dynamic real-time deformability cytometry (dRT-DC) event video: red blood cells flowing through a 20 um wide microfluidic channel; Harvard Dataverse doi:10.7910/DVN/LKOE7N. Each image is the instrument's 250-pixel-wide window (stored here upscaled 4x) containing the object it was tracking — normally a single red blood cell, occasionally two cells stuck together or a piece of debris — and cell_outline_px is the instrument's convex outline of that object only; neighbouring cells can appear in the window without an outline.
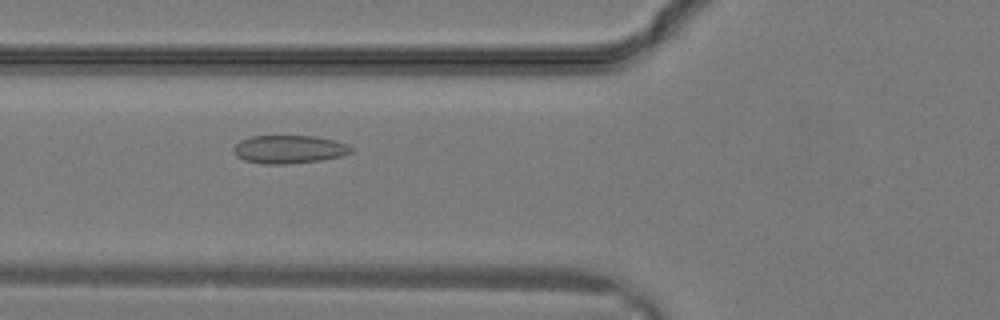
{"species": "common noctule bat (a hibernating species)", "species_latin": "Nyctalus noctula", "temperature_condition": "warm", "stored_images_in_passage": 25, "camera_frame_rate_fps": 3000, "um_per_image_px": 0.085, "animal": {"sex": "male", "body_mass_g": 19.2, "forearm_length_mm": 51.8}, "frame": {"image": 1, "passage_image": 6, "time_ms": 1.667, "image_size_px": [1000, 320], "cell_outline_px": [[352, 152], [340, 156], [320, 160], [284, 164], [264, 164], [244, 160], [236, 156], [232, 148], [240, 140], [252, 136], [316, 136], [336, 140], [348, 144], [352, 148]], "centroid_in_image_um": [24.56, 12.68], "position_along_channel_um": 101.2, "area_um2": 19.31}}
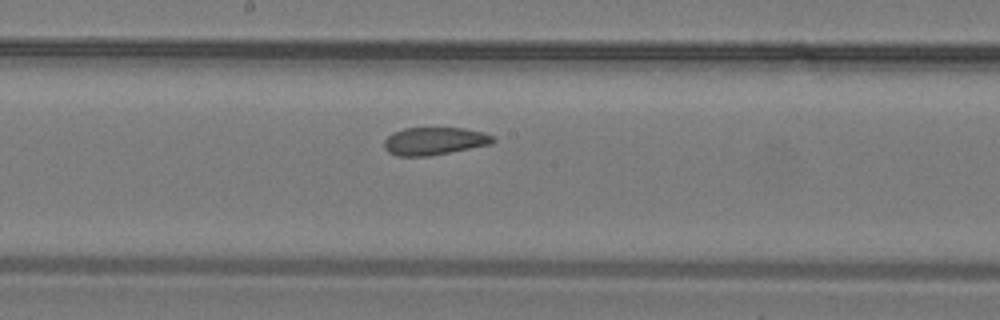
{"frame": {"image": 2, "passage_image": 11, "time_ms": 3.333, "image_size_px": [1000, 320], "cell_outline_px": [[496, 140], [492, 144], [428, 156], [396, 156], [388, 152], [384, 148], [384, 140], [392, 132], [404, 128], [464, 128], [484, 132], [492, 136]], "centroid_in_image_um": [36.9, 11.99], "position_along_channel_um": 211.3, "area_um2": 17.63}}
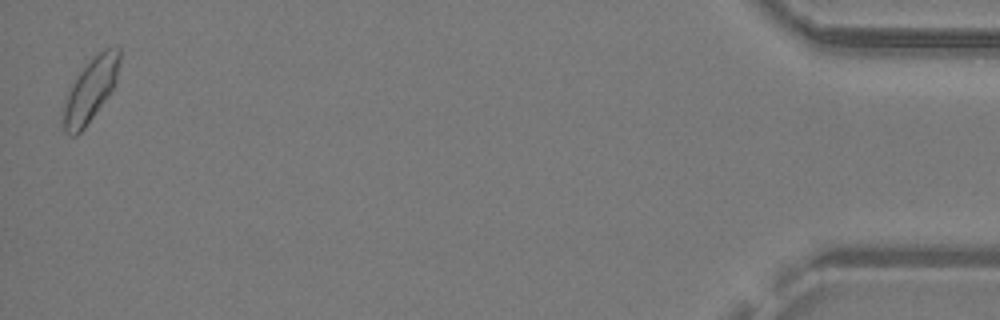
{"frame": {"image": 3, "passage_image": 25, "time_ms": 8.0, "image_size_px": [1000, 320], "cell_outline_px": [[120, 60], [116, 80], [108, 96], [84, 128], [76, 136], [68, 136], [64, 132], [64, 100], [68, 88], [72, 80], [92, 56], [104, 48], [120, 48]], "centroid_in_image_um": [7.66, 7.62], "position_along_channel_um": 427.5, "area_um2": 20.87}}